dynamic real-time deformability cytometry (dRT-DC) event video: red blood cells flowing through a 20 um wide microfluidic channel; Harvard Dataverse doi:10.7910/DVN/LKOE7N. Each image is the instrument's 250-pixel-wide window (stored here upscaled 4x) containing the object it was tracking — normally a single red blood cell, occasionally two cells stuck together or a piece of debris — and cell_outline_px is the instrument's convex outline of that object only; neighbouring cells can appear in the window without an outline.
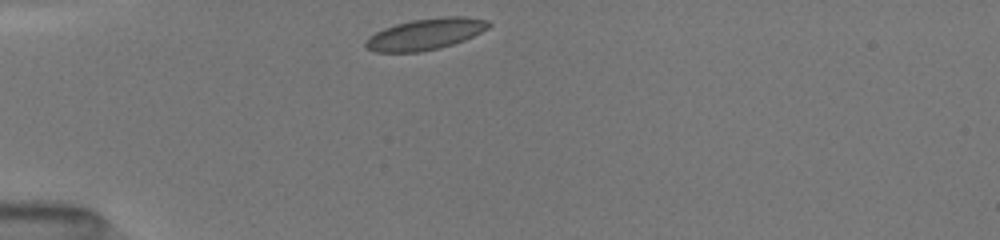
{"species": "common noctule bat (a hibernating species)", "species_latin": "Nyctalus noctula", "temperature_condition": "room temperature", "stored_images_in_passage": 7, "camera_frame_rate_fps": 3000, "um_per_image_px": 0.085, "animal": {"sex": "female", "body_mass_g": 19.5, "forearm_length_mm": 54.1}, "frame": {"image": 1, "passage_image": 1, "time_ms": 0.0, "image_size_px": [1000, 240], "cell_outline_px": [[492, 24], [488, 28], [464, 40], [440, 48], [420, 52], [376, 52], [368, 48], [364, 44], [364, 40], [368, 36], [384, 28], [396, 24], [412, 20], [440, 16], [464, 16], [488, 20]], "centroid_in_image_um": [36.16, 2.89], "position_along_channel_um": 48.8, "area_um2": 22.48}}